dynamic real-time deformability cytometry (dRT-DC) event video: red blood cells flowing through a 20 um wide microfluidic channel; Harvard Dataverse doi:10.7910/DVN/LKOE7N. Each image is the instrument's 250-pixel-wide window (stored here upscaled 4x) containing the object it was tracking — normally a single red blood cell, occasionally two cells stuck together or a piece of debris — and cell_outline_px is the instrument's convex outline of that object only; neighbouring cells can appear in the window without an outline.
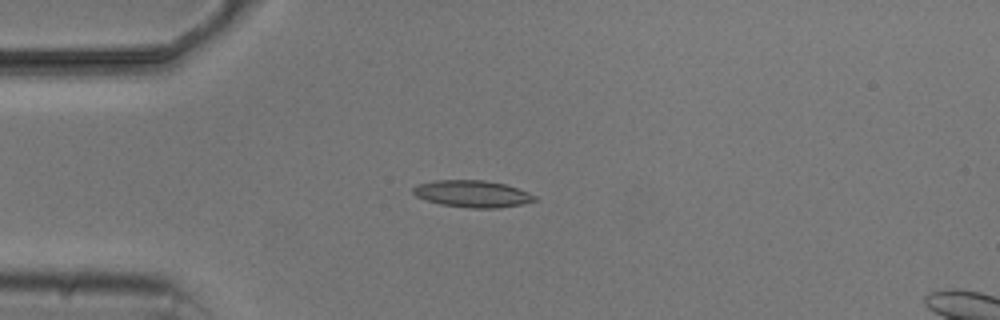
{"species": "common noctule bat (a hibernating species)", "species_latin": "Nyctalus noctula", "temperature_condition": "cold", "stored_images_in_passage": 6, "camera_frame_rate_fps": 3000, "um_per_image_px": 0.085, "animal": {"sex": "male", "body_mass_g": 20.5, "forearm_length_mm": 52.5}, "frame": {"image": 1, "passage_image": 3, "time_ms": 2.667, "image_size_px": [1000, 320], "cell_outline_px": [[536, 200], [520, 204], [496, 208], [468, 208], [440, 204], [416, 196], [412, 192], [412, 188], [416, 184], [436, 180], [484, 180], [504, 184], [528, 192], [536, 196]], "centroid_in_image_um": [40.11, 16.47], "position_along_channel_um": 44.9, "area_um2": 18.9}}
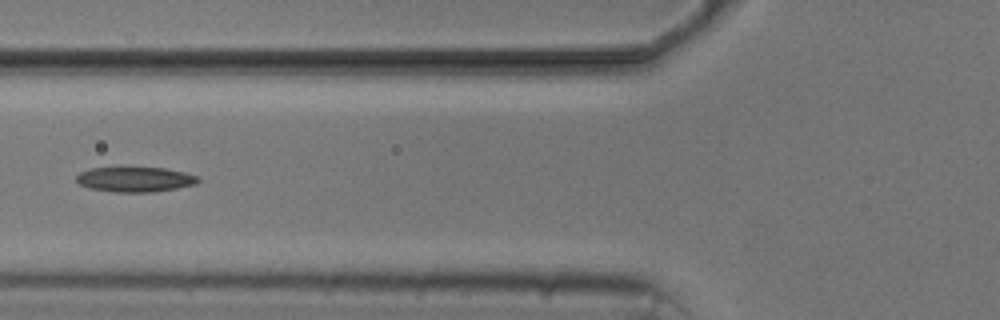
{"frame": {"image": 2, "passage_image": 5, "time_ms": 5.0, "image_size_px": [1000, 320], "cell_outline_px": [[200, 180], [196, 184], [176, 188], [152, 192], [116, 192], [88, 188], [80, 184], [76, 180], [76, 176], [80, 172], [92, 168], [164, 168], [184, 172], [196, 176]], "centroid_in_image_um": [11.47, 15.25], "position_along_channel_um": 114.3, "area_um2": 17.51}}
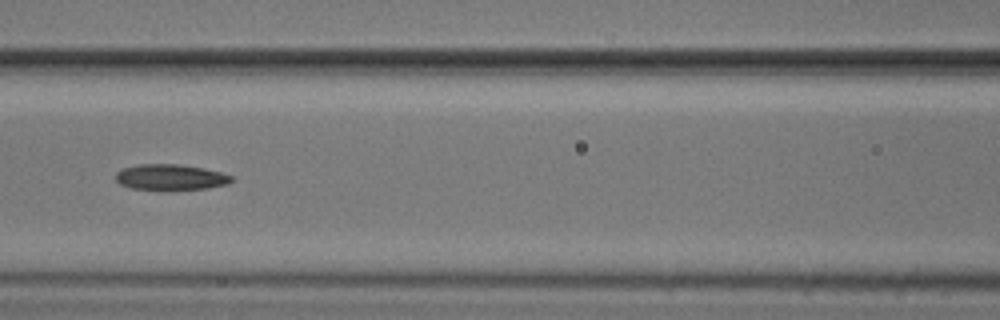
{"frame": {"image": 3, "passage_image": 6, "time_ms": 6.0, "image_size_px": [1000, 320], "cell_outline_px": [[236, 180], [228, 184], [208, 188], [128, 188], [120, 184], [116, 180], [116, 172], [124, 168], [140, 164], [176, 164], [204, 168], [220, 172], [232, 176]], "centroid_in_image_um": [14.53, 15.04], "position_along_channel_um": 152.1, "area_um2": 16.94}}